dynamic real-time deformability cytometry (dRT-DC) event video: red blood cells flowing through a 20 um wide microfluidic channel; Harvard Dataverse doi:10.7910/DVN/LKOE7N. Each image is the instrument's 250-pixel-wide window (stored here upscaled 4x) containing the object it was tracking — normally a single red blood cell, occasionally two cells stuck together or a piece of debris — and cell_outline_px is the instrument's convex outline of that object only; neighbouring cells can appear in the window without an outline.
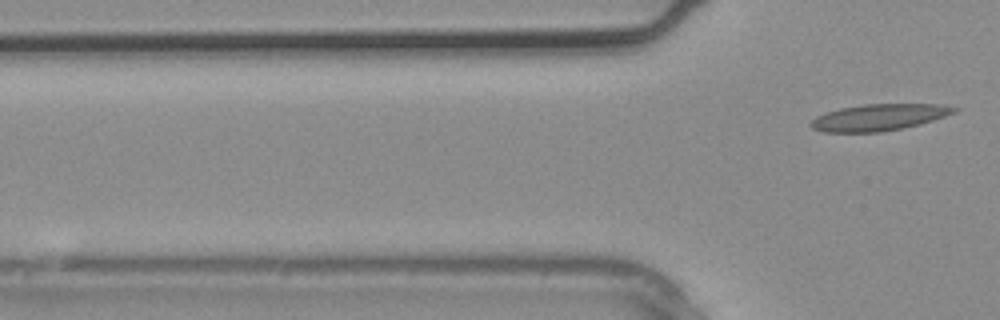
{"species": "common noctule bat (a hibernating species)", "species_latin": "Nyctalus noctula", "temperature_condition": "warm", "stored_images_in_passage": 5, "camera_frame_rate_fps": 3000, "um_per_image_px": 0.085, "animal": {"sex": "male", "body_mass_g": 20.4}, "frame": {"image": 1, "passage_image": 5, "time_ms": 1.333, "image_size_px": [1000, 320], "cell_outline_px": [[960, 108], [956, 112], [920, 124], [880, 132], [824, 132], [812, 128], [808, 124], [816, 116], [824, 112], [840, 108], [864, 104], [944, 104]], "centroid_in_image_um": [74.69, 9.96], "position_along_channel_um": 51.1, "area_um2": 22.2}}